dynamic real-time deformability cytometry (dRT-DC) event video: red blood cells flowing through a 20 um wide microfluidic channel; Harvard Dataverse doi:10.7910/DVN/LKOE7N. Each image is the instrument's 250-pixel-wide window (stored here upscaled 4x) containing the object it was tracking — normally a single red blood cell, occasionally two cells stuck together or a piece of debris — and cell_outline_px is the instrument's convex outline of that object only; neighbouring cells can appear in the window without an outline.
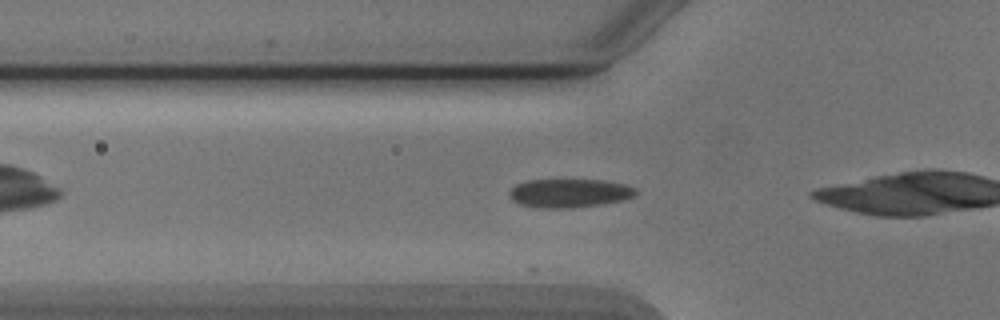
{"species": "Egyptian fruit bat (a non-hibernating species)", "species_latin": "Rousettus aegyptiacus", "temperature_condition": "cold", "stored_images_in_passage": 15, "camera_frame_rate_fps": 3000, "um_per_image_px": 0.085, "animal": {"sex": "male"}, "frame": {"image": 1, "passage_image": 6, "time_ms": 1.667, "image_size_px": [1000, 320], "cell_outline_px": [[640, 192], [636, 196], [624, 200], [604, 204], [572, 208], [544, 208], [520, 204], [512, 200], [508, 196], [508, 192], [516, 184], [528, 180], [604, 180], [628, 184], [636, 188]], "centroid_in_image_um": [48.47, 16.41], "position_along_channel_um": 77.3, "area_um2": 21.5}}
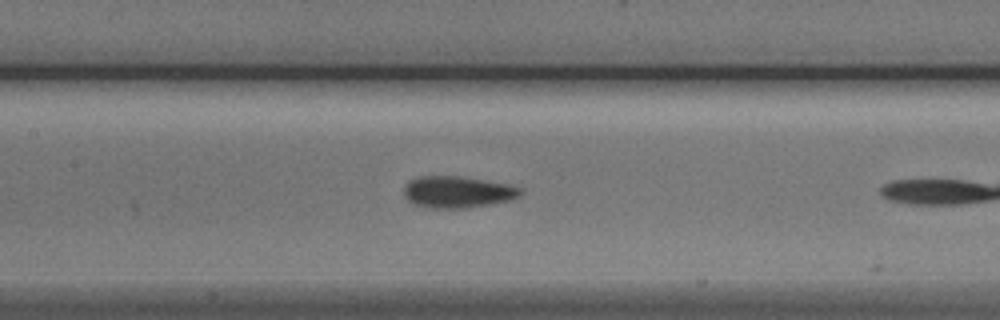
{"frame": {"image": 2, "passage_image": 13, "time_ms": 4.0, "image_size_px": [1000, 320], "cell_outline_px": [[524, 192], [520, 196], [512, 200], [492, 204], [464, 208], [424, 208], [412, 204], [404, 196], [404, 184], [408, 180], [420, 176], [460, 176], [508, 184], [524, 188]], "centroid_in_image_um": [38.89, 16.32], "position_along_channel_um": 168.5, "area_um2": 21.96}}